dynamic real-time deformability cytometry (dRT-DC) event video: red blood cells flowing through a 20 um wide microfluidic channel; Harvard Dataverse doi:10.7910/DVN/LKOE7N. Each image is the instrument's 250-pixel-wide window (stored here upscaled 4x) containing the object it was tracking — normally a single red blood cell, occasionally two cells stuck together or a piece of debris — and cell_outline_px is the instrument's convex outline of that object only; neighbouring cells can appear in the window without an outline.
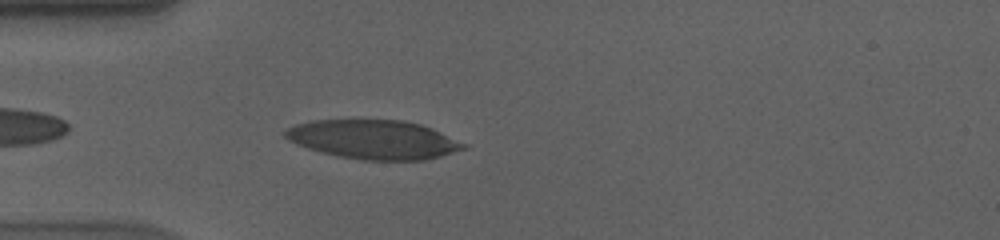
{"species": "human", "species_latin": "Homo sapiens", "temperature_condition": "cold", "stored_images_in_passage": 41, "camera_frame_rate_fps": 3000, "um_per_image_px": 0.085, "donor": {"sex": "male"}, "frame": {"image": 1, "passage_image": 3, "time_ms": 0.667, "image_size_px": [1000, 240], "cell_outline_px": [[468, 148], [440, 156], [424, 160], [360, 160], [336, 156], [320, 152], [296, 144], [288, 140], [280, 132], [296, 124], [312, 120], [404, 120], [420, 124], [432, 128], [468, 144]], "centroid_in_image_um": [31.75, 11.86], "position_along_channel_um": 53.3, "area_um2": 40.86}}
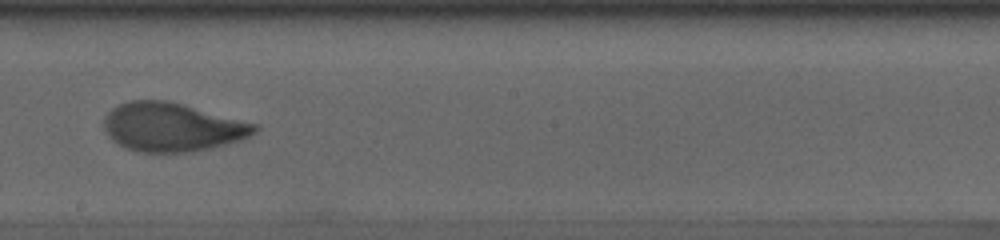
{"frame": {"image": 2, "passage_image": 19, "time_ms": 6.0, "image_size_px": [1000, 240], "cell_outline_px": [[260, 128], [256, 132], [240, 140], [192, 152], [136, 152], [124, 148], [112, 140], [108, 136], [104, 128], [104, 116], [112, 108], [128, 100], [164, 100], [260, 124]], "centroid_in_image_um": [14.61, 10.81], "position_along_channel_um": 233.6, "area_um2": 42.71}}
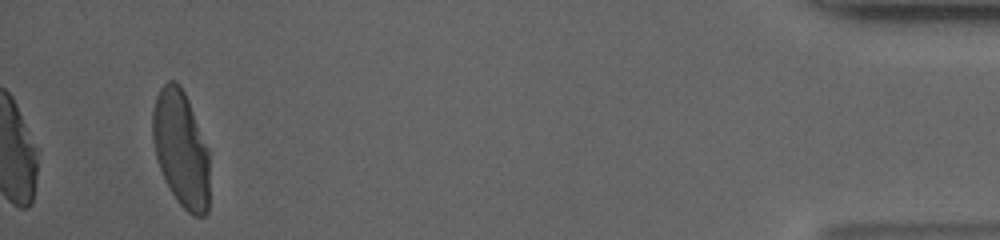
{"frame": {"image": 3, "passage_image": 41, "time_ms": 13.333, "image_size_px": [1000, 240], "cell_outline_px": [[208, 212], [204, 216], [196, 216], [188, 212], [176, 200], [164, 180], [156, 156], [152, 140], [152, 112], [156, 96], [160, 88], [168, 80], [176, 80], [180, 84], [188, 100], [208, 148]], "centroid_in_image_um": [15.36, 12.63], "position_along_channel_um": 419.8, "area_um2": 38.61}, "authors_computed_cell_mechanics": {"area_um2": 41.7894, "velocity_mm_per_s": 3.5563, "shape_relaxation_time_tau1_ms": 5.7939, "shape_relaxation_time_tau2_ms": 1.0704, "deformation_change_tau1": 0.2155, "deformation_change_tau2": 0.0707}}